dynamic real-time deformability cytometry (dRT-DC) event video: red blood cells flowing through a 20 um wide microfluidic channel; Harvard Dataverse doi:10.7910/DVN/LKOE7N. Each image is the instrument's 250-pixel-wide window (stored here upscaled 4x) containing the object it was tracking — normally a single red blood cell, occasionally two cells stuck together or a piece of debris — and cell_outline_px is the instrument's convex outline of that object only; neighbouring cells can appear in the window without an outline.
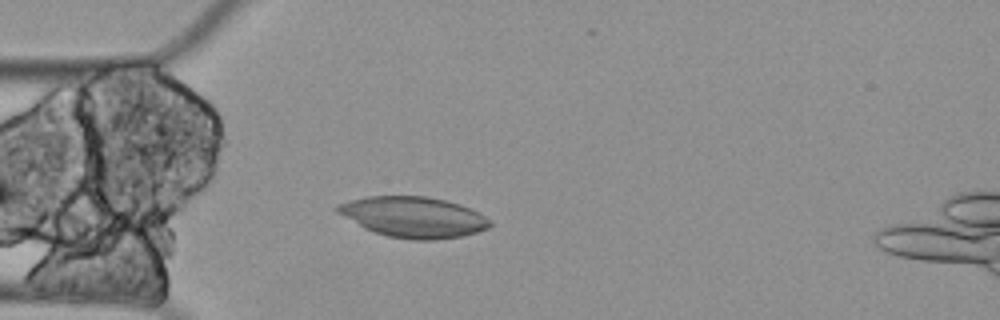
{"species": "Egyptian fruit bat (a non-hibernating species)", "species_latin": "Rousettus aegyptiacus", "temperature_condition": "cold", "stored_images_in_passage": 4, "camera_frame_rate_fps": 3000, "um_per_image_px": 0.085, "animal": {"sex": "female"}, "frame": {"image": 1, "passage_image": 4, "time_ms": 1.0, "image_size_px": [1000, 320], "cell_outline_px": [[492, 224], [488, 228], [476, 232], [460, 236], [436, 240], [412, 240], [388, 236], [364, 228], [336, 212], [332, 208], [340, 204], [352, 200], [368, 196], [428, 196], [460, 204], [484, 216]], "centroid_in_image_um": [35.11, 18.45], "position_along_channel_um": 49.9, "area_um2": 35.84}}